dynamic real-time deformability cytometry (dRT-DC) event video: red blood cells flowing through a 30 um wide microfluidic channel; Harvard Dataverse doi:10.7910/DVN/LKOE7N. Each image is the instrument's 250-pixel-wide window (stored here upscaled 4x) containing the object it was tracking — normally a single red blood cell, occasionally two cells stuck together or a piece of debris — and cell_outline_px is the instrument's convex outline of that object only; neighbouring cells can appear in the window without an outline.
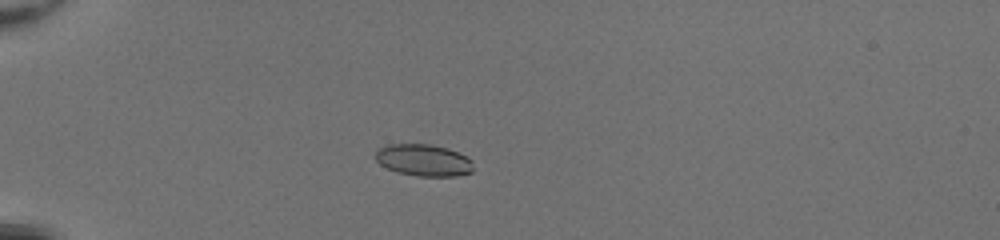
{"species": "common noctule bat (a hibernating species)", "species_latin": "Nyctalus noctula", "temperature_condition": "room temperature", "stored_images_in_passage": 36, "camera_frame_rate_fps": 3000, "um_per_image_px": 0.085, "animal": {"sex": "female", "body_mass_g": 20.0, "forearm_length_mm": 54.0}, "frame": {"image": 1, "passage_image": 1, "time_ms": 0.0, "image_size_px": [1000, 240], "cell_outline_px": [[472, 172], [456, 176], [416, 176], [396, 172], [380, 164], [376, 160], [376, 152], [380, 148], [388, 144], [432, 144], [448, 148], [472, 160]], "centroid_in_image_um": [36.0, 13.62], "position_along_channel_um": 49.0, "area_um2": 18.09}}
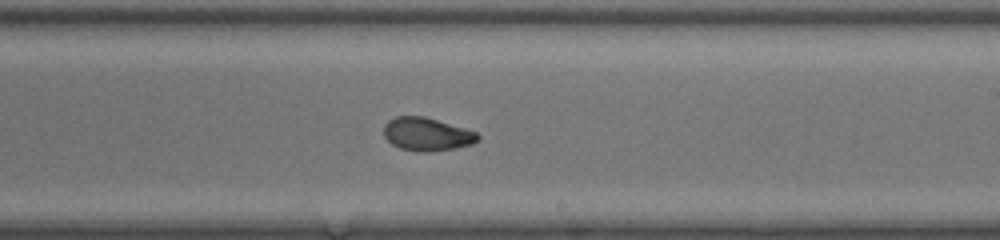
{"frame": {"image": 2, "passage_image": 18, "time_ms": 5.667, "image_size_px": [1000, 240], "cell_outline_px": [[480, 136], [472, 144], [456, 148], [428, 152], [416, 152], [400, 148], [392, 144], [384, 136], [384, 124], [388, 120], [396, 116], [424, 116], [464, 128], [476, 132]], "centroid_in_image_um": [36.25, 11.41], "position_along_channel_um": 252.7, "area_um2": 18.15}}
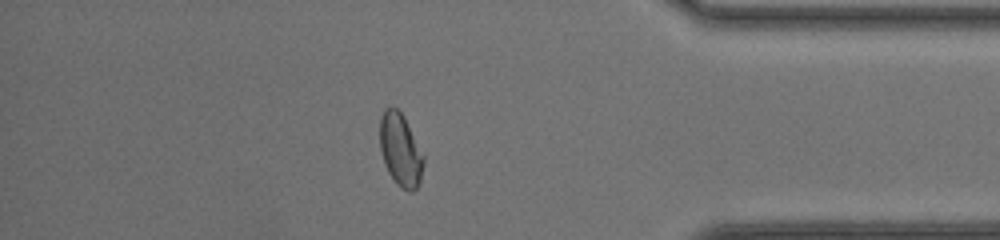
{"frame": {"image": 3, "passage_image": 30, "time_ms": 9.667, "image_size_px": [1000, 240], "cell_outline_px": [[424, 164], [420, 184], [412, 192], [408, 192], [400, 188], [396, 184], [388, 172], [380, 152], [380, 116], [384, 108], [396, 108], [404, 116], [424, 152]], "centroid_in_image_um": [34.06, 12.77], "position_along_channel_um": 401.1, "area_um2": 19.02}, "authors_computed_cell_mechanics": {"area_um2": 18.4671, "velocity_mm_per_s": 4.2357, "shape_relaxation_time_tau1_ms": 8.4867, "shape_relaxation_time_tau2_ms": 1.1089, "deformation_change_tau1": 0.2548, "deformation_change_tau2": 0.0531}}